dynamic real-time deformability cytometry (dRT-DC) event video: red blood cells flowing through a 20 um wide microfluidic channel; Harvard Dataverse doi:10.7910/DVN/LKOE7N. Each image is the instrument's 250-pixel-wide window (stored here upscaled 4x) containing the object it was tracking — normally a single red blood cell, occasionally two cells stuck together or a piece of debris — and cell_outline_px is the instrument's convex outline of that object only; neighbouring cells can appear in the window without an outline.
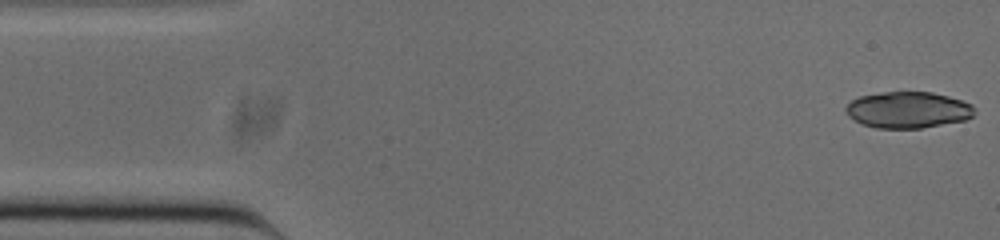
{"species": "common noctule bat (a hibernating species)", "species_latin": "Nyctalus noctula", "temperature_condition": "cold", "stored_images_in_passage": 51, "camera_frame_rate_fps": 3000, "um_per_image_px": 0.085, "animal": {"sex": "male", "body_mass_g": 20.0, "forearm_length_mm": 53.3}, "frame": {"image": 1, "passage_image": 1, "time_ms": 0.0, "image_size_px": [1000, 240], "cell_outline_px": [[976, 112], [972, 116], [964, 120], [920, 128], [876, 128], [864, 124], [848, 116], [844, 108], [852, 100], [860, 96], [884, 92], [932, 92], [948, 96], [972, 104], [976, 108]], "centroid_in_image_um": [77.19, 9.33], "position_along_channel_um": 7.8, "area_um2": 27.11}, "authors_computed_cell_mechanics": {"area_um2": 28.8422, "velocity_mm_per_s": 3.8584, "shape_relaxation_time_tau1_ms": 3.3179, "shape_relaxation_time_tau2_ms": 8.6629, "deformation_change_tau1": 0.3121, "deformation_change_tau2": 0.1749}}